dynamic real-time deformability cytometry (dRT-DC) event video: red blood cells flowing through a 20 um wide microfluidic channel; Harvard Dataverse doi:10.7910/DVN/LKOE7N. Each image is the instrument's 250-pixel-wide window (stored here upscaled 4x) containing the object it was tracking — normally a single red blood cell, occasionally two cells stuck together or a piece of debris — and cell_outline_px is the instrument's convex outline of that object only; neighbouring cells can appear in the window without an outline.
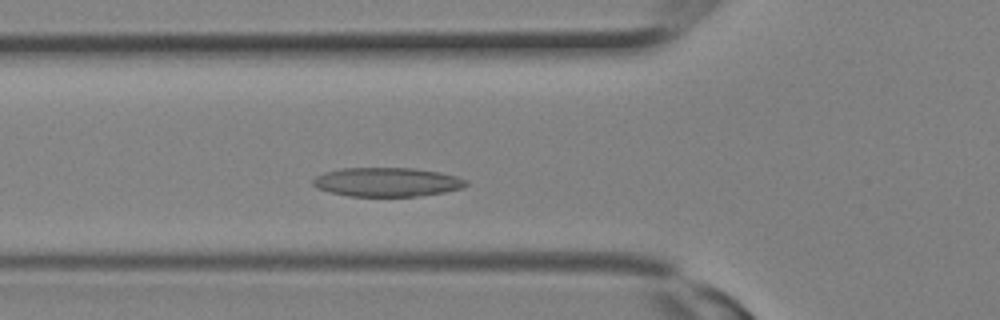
{"species": "Egyptian fruit bat (a non-hibernating species)", "species_latin": "Rousettus aegyptiacus", "temperature_condition": "room temperature", "stored_images_in_passage": 7, "camera_frame_rate_fps": 3000, "um_per_image_px": 0.085, "animal": {"sex": "female"}, "frame": {"image": 1, "passage_image": 5, "time_ms": 1.333, "image_size_px": [1000, 320], "cell_outline_px": [[468, 184], [460, 188], [444, 192], [420, 196], [348, 196], [328, 192], [316, 188], [312, 184], [312, 180], [316, 176], [324, 172], [340, 168], [412, 168], [440, 172], [456, 176], [468, 180]], "centroid_in_image_um": [32.86, 15.47], "position_along_channel_um": 92.9, "area_um2": 26.01}}
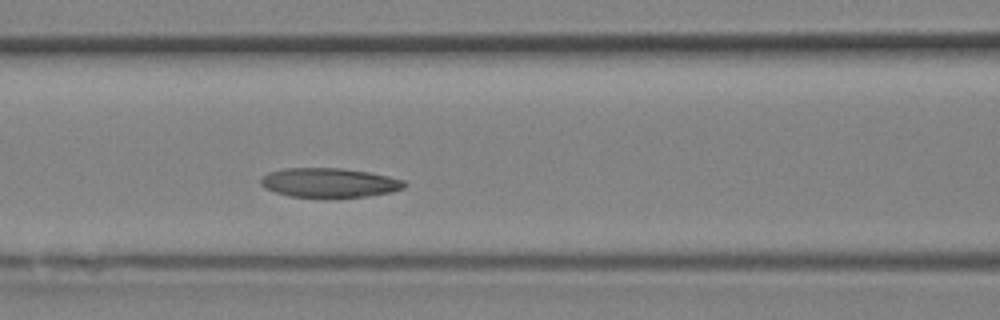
{"frame": {"image": 2, "passage_image": 7, "time_ms": 2.0, "image_size_px": [1000, 320], "cell_outline_px": [[408, 184], [404, 188], [392, 192], [368, 196], [292, 196], [276, 192], [264, 188], [260, 184], [260, 180], [268, 172], [284, 168], [340, 168], [368, 172], [388, 176], [404, 180]], "centroid_in_image_um": [28.01, 15.51], "position_along_channel_um": 138.6, "area_um2": 24.22}}